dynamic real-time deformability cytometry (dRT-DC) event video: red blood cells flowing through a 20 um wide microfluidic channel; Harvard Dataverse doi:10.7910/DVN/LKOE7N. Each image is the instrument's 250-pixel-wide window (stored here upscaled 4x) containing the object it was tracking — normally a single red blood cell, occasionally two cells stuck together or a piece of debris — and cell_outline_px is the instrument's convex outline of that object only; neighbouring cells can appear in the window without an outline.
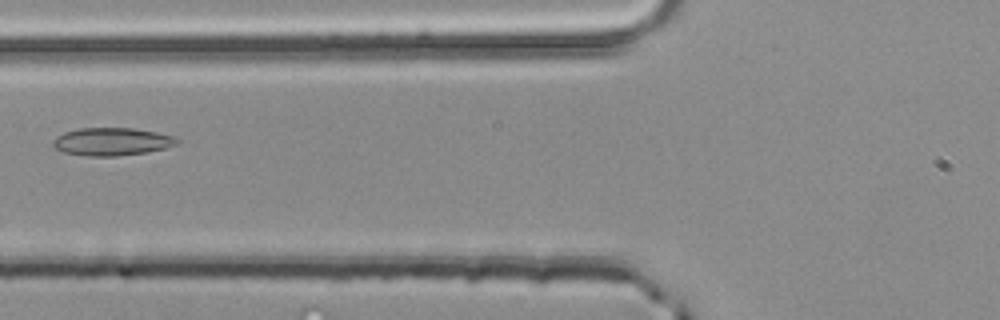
{"species": "common noctule bat (a hibernating species)", "species_latin": "Nyctalus noctula", "temperature_condition": "room temperature", "stored_images_in_passage": 5, "camera_frame_rate_fps": 3000, "um_per_image_px": 0.085, "animal": {"sex": "male", "body_mass_g": 20.4}, "frame": {"image": 1, "passage_image": 5, "time_ms": 1.333, "image_size_px": [1000, 320], "cell_outline_px": [[180, 140], [176, 144], [164, 148], [148, 152], [116, 156], [88, 156], [64, 152], [56, 148], [52, 144], [52, 140], [56, 136], [64, 132], [80, 128], [132, 128], [156, 132], [172, 136]], "centroid_in_image_um": [9.48, 12.03], "position_along_channel_um": 116.3, "area_um2": 20.0}}